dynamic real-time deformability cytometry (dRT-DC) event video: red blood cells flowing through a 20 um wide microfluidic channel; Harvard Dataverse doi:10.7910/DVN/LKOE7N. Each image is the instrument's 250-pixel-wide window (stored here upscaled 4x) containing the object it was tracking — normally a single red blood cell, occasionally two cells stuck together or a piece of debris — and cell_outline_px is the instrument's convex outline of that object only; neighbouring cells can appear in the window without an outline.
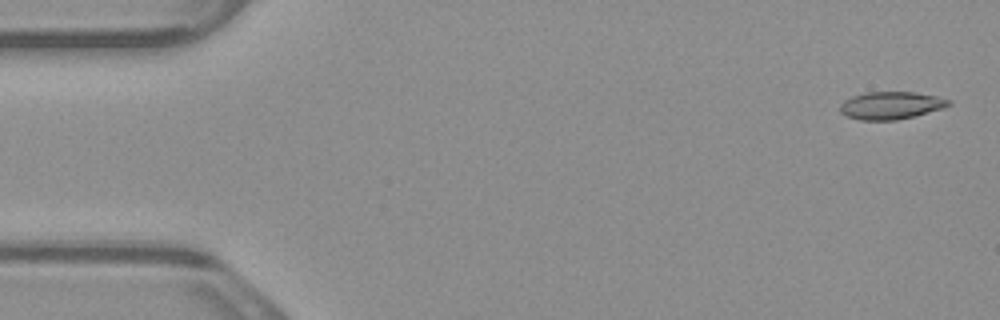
{"species": "common noctule bat (a hibernating species)", "species_latin": "Nyctalus noctula", "temperature_condition": "warm", "stored_images_in_passage": 2, "camera_frame_rate_fps": 3000, "um_per_image_px": 0.085, "animal": {"sex": "male", "body_mass_g": 23.1, "forearm_length_mm": 52.7}, "frame": {"image": 1, "passage_image": 1, "time_ms": 0.0, "image_size_px": [1000, 320], "cell_outline_px": [[952, 104], [944, 108], [916, 116], [896, 120], [860, 120], [844, 116], [840, 112], [840, 104], [844, 100], [852, 96], [868, 92], [916, 92], [936, 96], [952, 100]], "centroid_in_image_um": [75.74, 8.97], "position_along_channel_um": 9.3, "area_um2": 17.69}}